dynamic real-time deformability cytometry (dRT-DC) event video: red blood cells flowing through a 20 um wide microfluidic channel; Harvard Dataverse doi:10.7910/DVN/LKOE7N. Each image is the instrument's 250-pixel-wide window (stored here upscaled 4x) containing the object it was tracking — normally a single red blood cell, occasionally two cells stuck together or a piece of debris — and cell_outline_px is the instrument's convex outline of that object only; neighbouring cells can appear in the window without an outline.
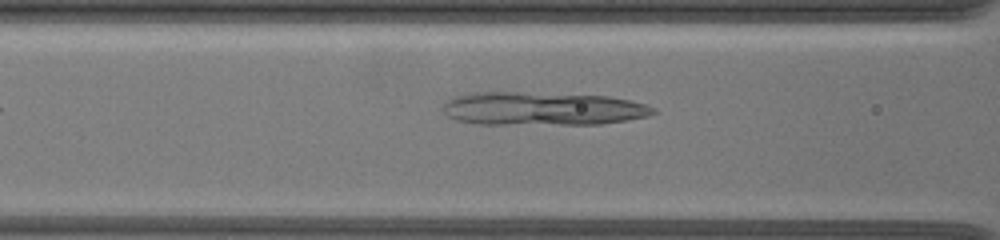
{"species": "common noctule bat (a hibernating species)", "species_latin": "Nyctalus noctula", "temperature_condition": "warm", "stored_images_in_passage": 6, "camera_frame_rate_fps": 3000, "um_per_image_px": 0.085, "animal": {"sex": "female", "body_mass_g": 19.5, "forearm_length_mm": 54.1}, "frame": {"image": 1, "passage_image": 3, "time_ms": 1.667, "image_size_px": [1000, 240], "cell_outline_px": [[656, 112], [648, 116], [600, 124], [480, 124], [456, 120], [448, 116], [444, 112], [444, 104], [448, 100], [456, 96], [476, 92], [516, 92], [608, 96], [628, 100], [644, 104], [656, 108]], "centroid_in_image_um": [46.11, 9.24], "position_along_channel_um": 120.5, "area_um2": 40.58}}
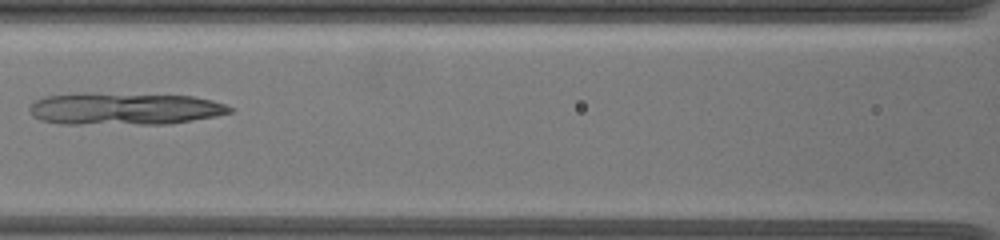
{"frame": {"image": 2, "passage_image": 4, "time_ms": 2.667, "image_size_px": [1000, 240], "cell_outline_px": [[232, 112], [216, 116], [168, 124], [60, 124], [40, 120], [32, 116], [28, 108], [36, 100], [48, 96], [76, 92], [92, 92], [192, 96], [212, 100], [224, 104], [232, 108]], "centroid_in_image_um": [10.53, 9.24], "position_along_channel_um": 156.1, "area_um2": 38.03}}
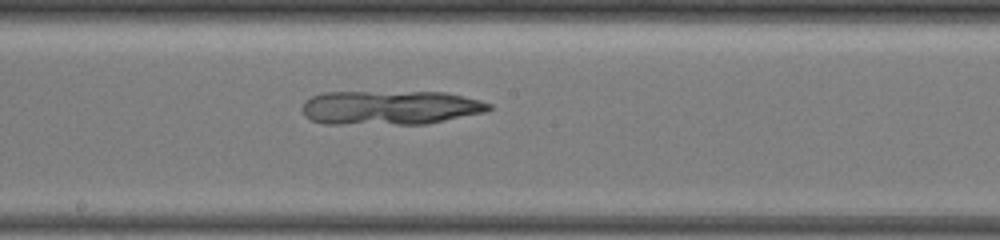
{"frame": {"image": 3, "passage_image": 6, "time_ms": 4.333, "image_size_px": [1000, 240], "cell_outline_px": [[492, 108], [484, 112], [428, 124], [324, 124], [312, 120], [304, 116], [300, 108], [304, 100], [312, 96], [324, 92], [444, 92], [480, 100], [492, 104]], "centroid_in_image_um": [33.11, 9.15], "position_along_channel_um": 215.1, "area_um2": 37.51}}